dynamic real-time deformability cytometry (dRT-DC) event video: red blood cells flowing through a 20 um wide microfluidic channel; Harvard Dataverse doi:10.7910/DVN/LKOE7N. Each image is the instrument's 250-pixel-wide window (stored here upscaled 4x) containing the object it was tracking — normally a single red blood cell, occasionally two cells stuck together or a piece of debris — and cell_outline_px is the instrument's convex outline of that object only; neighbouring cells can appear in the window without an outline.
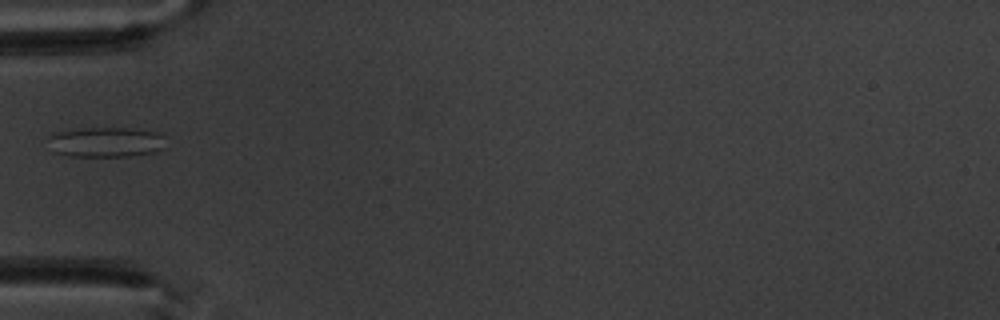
{"species": "common noctule bat (a hibernating species)", "species_latin": "Nyctalus noctula", "temperature_condition": "warm", "stored_images_in_passage": 6, "camera_frame_rate_fps": 3000, "um_per_image_px": 0.085, "animal": {"sex": "male", "body_mass_g": 20.1, "forearm_length_mm": 53.5}, "frame": {"image": 1, "passage_image": 5, "time_ms": 5.667, "image_size_px": [1000, 320], "cell_outline_px": [[164, 148], [156, 152], [132, 156], [68, 156], [52, 152], [52, 132], [84, 128], [128, 128], [156, 132], [164, 136]], "centroid_in_image_um": [9.04, 12.09], "position_along_channel_um": 76.0, "area_um2": 20.52}}
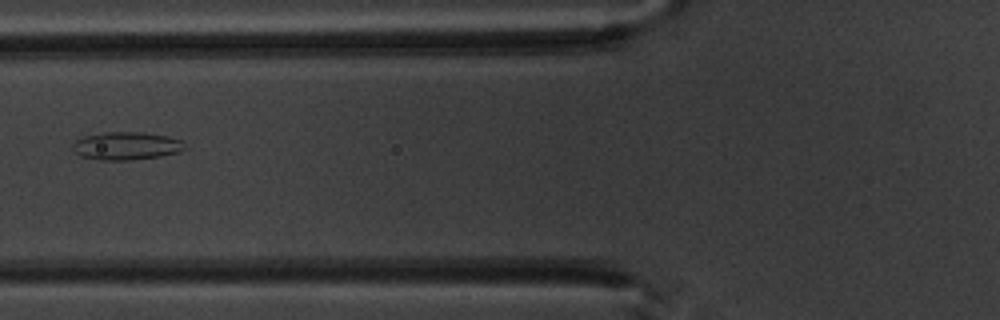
{"frame": {"image": 2, "passage_image": 6, "time_ms": 6.667, "image_size_px": [1000, 320], "cell_outline_px": [[188, 148], [180, 152], [160, 156], [132, 160], [100, 160], [80, 156], [72, 148], [72, 144], [76, 140], [84, 136], [104, 132], [144, 132], [168, 136], [184, 140], [188, 144]], "centroid_in_image_um": [10.81, 12.39], "position_along_channel_um": 115.0, "area_um2": 18.61}}